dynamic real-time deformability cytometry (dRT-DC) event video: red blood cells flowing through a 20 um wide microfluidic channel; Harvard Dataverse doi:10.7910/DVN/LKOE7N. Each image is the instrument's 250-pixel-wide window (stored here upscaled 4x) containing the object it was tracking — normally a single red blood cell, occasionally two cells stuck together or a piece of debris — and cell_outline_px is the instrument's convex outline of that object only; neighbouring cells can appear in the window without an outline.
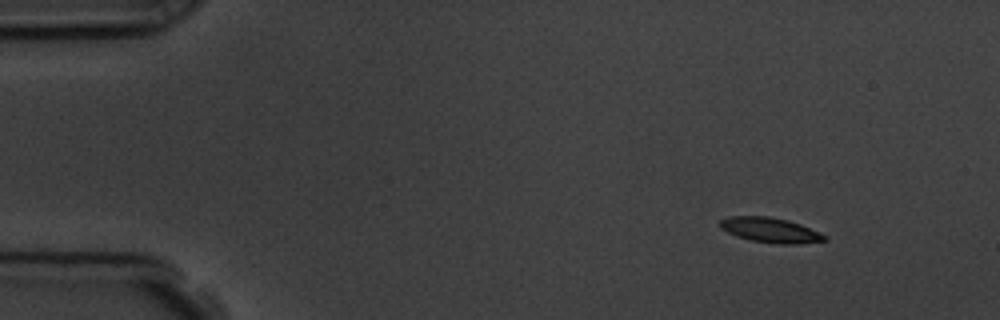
{"species": "common noctule bat (a hibernating species)", "species_latin": "Nyctalus noctula", "temperature_condition": "room temperature", "stored_images_in_passage": 5, "camera_frame_rate_fps": 3000, "um_per_image_px": 0.085, "animal": {"sex": "male", "body_mass_g": 19.5, "forearm_length_mm": 54.6}, "frame": {"image": 1, "passage_image": 1, "time_ms": 0.0, "image_size_px": [1000, 320], "cell_outline_px": [[828, 240], [796, 244], [780, 244], [752, 240], [736, 236], [720, 228], [720, 220], [728, 216], [768, 216], [788, 220], [800, 224], [828, 236]], "centroid_in_image_um": [65.49, 19.55], "position_along_channel_um": 19.5, "area_um2": 15.14}}
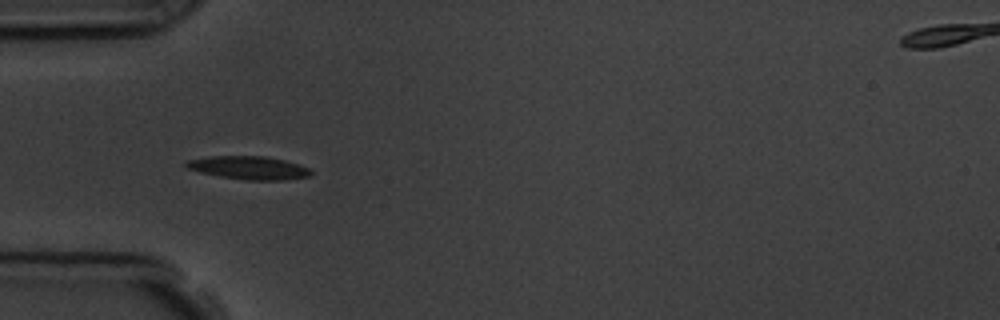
{"frame": {"image": 2, "passage_image": 4, "time_ms": 3.667, "image_size_px": [1000, 320], "cell_outline_px": [[312, 176], [284, 180], [244, 180], [220, 176], [200, 172], [188, 168], [184, 164], [188, 160], [212, 156], [264, 156], [284, 160], [300, 164], [308, 168], [312, 172]], "centroid_in_image_um": [21.19, 14.26], "position_along_channel_um": 63.8, "area_um2": 16.82}}